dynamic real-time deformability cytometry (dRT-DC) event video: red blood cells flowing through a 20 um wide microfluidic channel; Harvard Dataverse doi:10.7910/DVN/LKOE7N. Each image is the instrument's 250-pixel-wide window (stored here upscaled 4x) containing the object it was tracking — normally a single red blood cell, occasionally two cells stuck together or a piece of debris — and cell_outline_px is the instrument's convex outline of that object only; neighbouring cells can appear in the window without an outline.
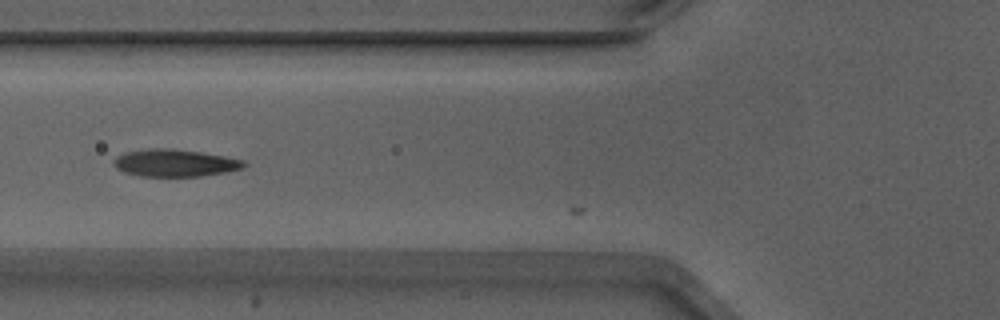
{"species": "Egyptian fruit bat (a non-hibernating species)", "species_latin": "Rousettus aegyptiacus", "temperature_condition": "warm", "stored_images_in_passage": 6, "camera_frame_rate_fps": 3000, "um_per_image_px": 0.085, "animal": {"sex": "male"}, "frame": {"image": 1, "passage_image": 4, "time_ms": 1.0, "image_size_px": [1000, 320], "cell_outline_px": [[248, 164], [244, 168], [228, 172], [200, 176], [140, 176], [124, 172], [116, 168], [112, 164], [112, 160], [116, 156], [124, 152], [148, 148], [172, 148], [200, 152], [224, 156], [244, 160]], "centroid_in_image_um": [14.85, 13.84], "position_along_channel_um": 110.9, "area_um2": 20.98}}